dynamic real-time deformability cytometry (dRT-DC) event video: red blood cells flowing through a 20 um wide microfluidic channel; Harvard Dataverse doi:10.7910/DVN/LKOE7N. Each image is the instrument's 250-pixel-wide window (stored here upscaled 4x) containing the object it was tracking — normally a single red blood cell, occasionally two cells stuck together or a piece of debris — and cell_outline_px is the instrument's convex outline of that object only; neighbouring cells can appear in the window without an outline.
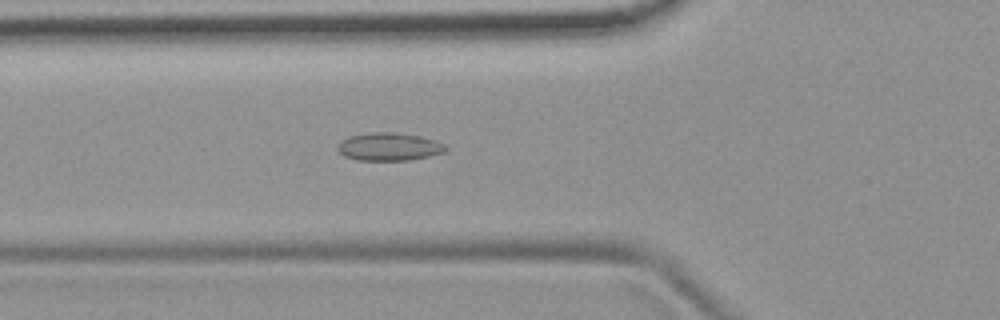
{"species": "common noctule bat (a hibernating species)", "species_latin": "Nyctalus noctula", "temperature_condition": "room temperature", "stored_images_in_passage": 53, "camera_frame_rate_fps": 3000, "um_per_image_px": 0.085, "animal": {"sex": "female", "body_mass_g": 19.9}, "frame": {"image": 1, "passage_image": 19, "time_ms": 6.0, "image_size_px": [1000, 320], "cell_outline_px": [[448, 148], [444, 152], [428, 156], [408, 160], [356, 160], [344, 156], [336, 148], [340, 140], [348, 136], [372, 132], [392, 132], [420, 136], [436, 140], [444, 144]], "centroid_in_image_um": [33.04, 12.46], "position_along_channel_um": 92.8, "area_um2": 17.63}}
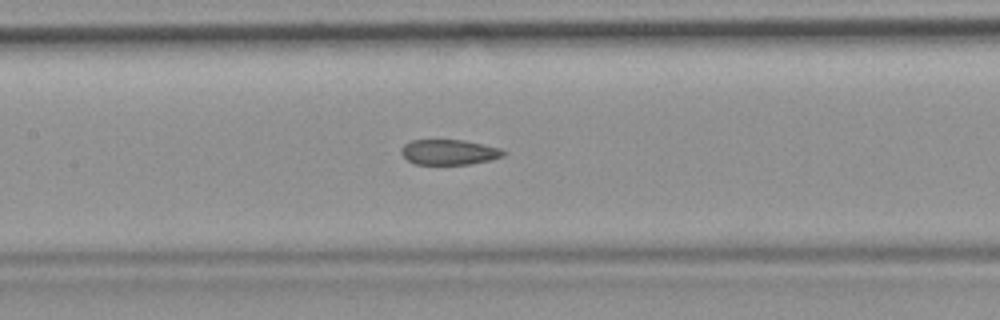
{"frame": {"image": 2, "passage_image": 25, "time_ms": 8.0, "image_size_px": [1000, 320], "cell_outline_px": [[508, 152], [504, 156], [472, 164], [412, 164], [400, 152], [404, 144], [412, 140], [464, 140], [484, 144], [500, 148]], "centroid_in_image_um": [38.19, 12.93], "position_along_channel_um": 169.2, "area_um2": 15.09}}
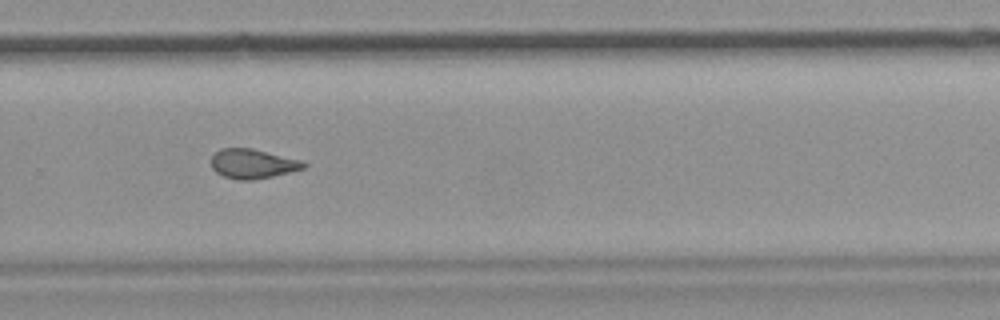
{"frame": {"image": 3, "passage_image": 36, "time_ms": 11.667, "image_size_px": [1000, 320], "cell_outline_px": [[308, 164], [304, 168], [272, 176], [252, 180], [240, 180], [224, 176], [216, 172], [212, 168], [212, 156], [220, 148], [252, 148], [300, 160]], "centroid_in_image_um": [21.46, 13.91], "position_along_channel_um": 308.3, "area_um2": 15.66}, "authors_computed_cell_mechanics": {"area_um2": 16.5308, "velocity_mm_per_s": 3.8098, "shape_relaxation_time_tau1_ms": null, "shape_relaxation_time_tau2_ms": 2.9488, "deformation_change_tau1": null, "deformation_change_tau2": 0.0863}}